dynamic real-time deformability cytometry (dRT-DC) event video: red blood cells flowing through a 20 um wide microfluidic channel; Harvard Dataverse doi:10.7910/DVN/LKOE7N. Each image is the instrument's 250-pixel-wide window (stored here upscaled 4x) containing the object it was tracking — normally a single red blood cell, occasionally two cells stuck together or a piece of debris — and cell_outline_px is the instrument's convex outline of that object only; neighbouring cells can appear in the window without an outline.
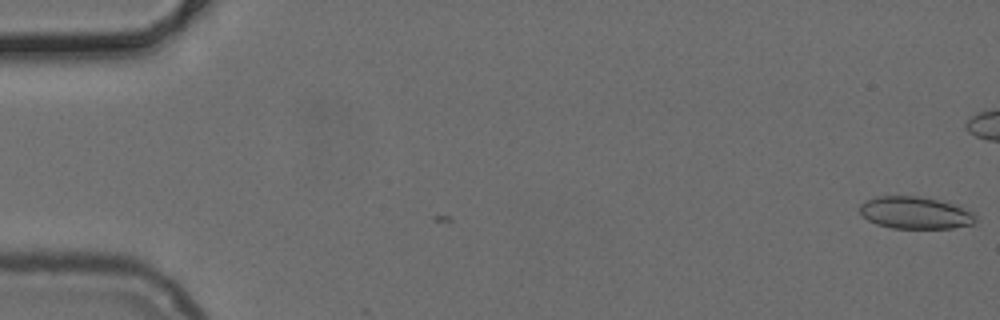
{"species": "common noctule bat (a hibernating species)", "species_latin": "Nyctalus noctula", "temperature_condition": "cold", "stored_images_in_passage": 5, "camera_frame_rate_fps": 3000, "um_per_image_px": 0.085, "animal": {"sex": "female", "body_mass_g": 24.6, "forearm_length_mm": 56.2}, "frame": {"image": 1, "passage_image": 5, "time_ms": 1.333, "image_size_px": [1000, 320], "cell_outline_px": [[976, 220], [972, 224], [952, 228], [892, 228], [876, 224], [868, 220], [860, 212], [860, 204], [876, 196], [916, 196], [956, 204], [976, 212]], "centroid_in_image_um": [77.83, 18.09], "position_along_channel_um": 7.2, "area_um2": 21.73}}